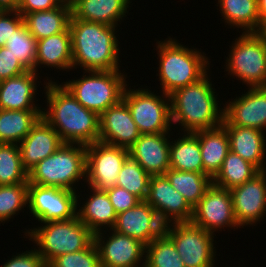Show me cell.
I'll return each mask as SVG.
<instances>
[{
    "label": "cell",
    "mask_w": 266,
    "mask_h": 267,
    "mask_svg": "<svg viewBox=\"0 0 266 267\" xmlns=\"http://www.w3.org/2000/svg\"><path fill=\"white\" fill-rule=\"evenodd\" d=\"M259 172L260 170L255 165L229 151L220 171L212 180L214 185L230 190L242 185Z\"/></svg>",
    "instance_id": "d6a6232c"
},
{
    "label": "cell",
    "mask_w": 266,
    "mask_h": 267,
    "mask_svg": "<svg viewBox=\"0 0 266 267\" xmlns=\"http://www.w3.org/2000/svg\"><path fill=\"white\" fill-rule=\"evenodd\" d=\"M71 4L62 3L59 7L27 13L24 22L36 40L64 32L69 27Z\"/></svg>",
    "instance_id": "f1b7e54d"
},
{
    "label": "cell",
    "mask_w": 266,
    "mask_h": 267,
    "mask_svg": "<svg viewBox=\"0 0 266 267\" xmlns=\"http://www.w3.org/2000/svg\"><path fill=\"white\" fill-rule=\"evenodd\" d=\"M222 125L227 130L230 151L252 163L260 171H265L266 132L255 128L232 126L225 118Z\"/></svg>",
    "instance_id": "cb8c5ba5"
},
{
    "label": "cell",
    "mask_w": 266,
    "mask_h": 267,
    "mask_svg": "<svg viewBox=\"0 0 266 267\" xmlns=\"http://www.w3.org/2000/svg\"><path fill=\"white\" fill-rule=\"evenodd\" d=\"M69 29L73 72L77 68L81 72L124 70L122 58H119L122 47L119 45L121 36L118 27L83 21L71 15Z\"/></svg>",
    "instance_id": "3957f363"
},
{
    "label": "cell",
    "mask_w": 266,
    "mask_h": 267,
    "mask_svg": "<svg viewBox=\"0 0 266 267\" xmlns=\"http://www.w3.org/2000/svg\"><path fill=\"white\" fill-rule=\"evenodd\" d=\"M24 208L28 210V183L0 185V226L24 213Z\"/></svg>",
    "instance_id": "e575fe53"
},
{
    "label": "cell",
    "mask_w": 266,
    "mask_h": 267,
    "mask_svg": "<svg viewBox=\"0 0 266 267\" xmlns=\"http://www.w3.org/2000/svg\"><path fill=\"white\" fill-rule=\"evenodd\" d=\"M145 201L167 212L177 223L191 222L193 208L175 190L165 175H152Z\"/></svg>",
    "instance_id": "d4e9b609"
},
{
    "label": "cell",
    "mask_w": 266,
    "mask_h": 267,
    "mask_svg": "<svg viewBox=\"0 0 266 267\" xmlns=\"http://www.w3.org/2000/svg\"><path fill=\"white\" fill-rule=\"evenodd\" d=\"M224 118L232 126L266 132V97L257 87L246 88L244 93L225 101Z\"/></svg>",
    "instance_id": "e0dca14e"
},
{
    "label": "cell",
    "mask_w": 266,
    "mask_h": 267,
    "mask_svg": "<svg viewBox=\"0 0 266 267\" xmlns=\"http://www.w3.org/2000/svg\"><path fill=\"white\" fill-rule=\"evenodd\" d=\"M172 187L183 195L188 204L194 208L213 184L210 176L204 173L168 169L165 174Z\"/></svg>",
    "instance_id": "4dcf8cb0"
},
{
    "label": "cell",
    "mask_w": 266,
    "mask_h": 267,
    "mask_svg": "<svg viewBox=\"0 0 266 267\" xmlns=\"http://www.w3.org/2000/svg\"><path fill=\"white\" fill-rule=\"evenodd\" d=\"M87 188L85 185L83 191L80 189V191L77 192V216L79 220L93 234L113 229L116 223L117 213L106 191L97 190L90 186H87ZM85 189L88 190H86V192H88L87 194ZM82 192H84V194Z\"/></svg>",
    "instance_id": "d6986e66"
},
{
    "label": "cell",
    "mask_w": 266,
    "mask_h": 267,
    "mask_svg": "<svg viewBox=\"0 0 266 267\" xmlns=\"http://www.w3.org/2000/svg\"><path fill=\"white\" fill-rule=\"evenodd\" d=\"M62 3L61 0H21L17 11L24 17L27 13L57 8Z\"/></svg>",
    "instance_id": "f6af8a7d"
},
{
    "label": "cell",
    "mask_w": 266,
    "mask_h": 267,
    "mask_svg": "<svg viewBox=\"0 0 266 267\" xmlns=\"http://www.w3.org/2000/svg\"><path fill=\"white\" fill-rule=\"evenodd\" d=\"M24 23L18 11H0V47H4L12 33Z\"/></svg>",
    "instance_id": "ee69618b"
},
{
    "label": "cell",
    "mask_w": 266,
    "mask_h": 267,
    "mask_svg": "<svg viewBox=\"0 0 266 267\" xmlns=\"http://www.w3.org/2000/svg\"><path fill=\"white\" fill-rule=\"evenodd\" d=\"M41 91L42 117L63 143L87 146L99 141V115L83 107L59 80L48 81Z\"/></svg>",
    "instance_id": "6da1fadb"
},
{
    "label": "cell",
    "mask_w": 266,
    "mask_h": 267,
    "mask_svg": "<svg viewBox=\"0 0 266 267\" xmlns=\"http://www.w3.org/2000/svg\"><path fill=\"white\" fill-rule=\"evenodd\" d=\"M176 221L164 210L151 206L149 219V243L153 240L169 238L173 233Z\"/></svg>",
    "instance_id": "ab89813d"
},
{
    "label": "cell",
    "mask_w": 266,
    "mask_h": 267,
    "mask_svg": "<svg viewBox=\"0 0 266 267\" xmlns=\"http://www.w3.org/2000/svg\"><path fill=\"white\" fill-rule=\"evenodd\" d=\"M260 23L266 19V0H257Z\"/></svg>",
    "instance_id": "7dc6e473"
},
{
    "label": "cell",
    "mask_w": 266,
    "mask_h": 267,
    "mask_svg": "<svg viewBox=\"0 0 266 267\" xmlns=\"http://www.w3.org/2000/svg\"><path fill=\"white\" fill-rule=\"evenodd\" d=\"M210 74L211 71L198 82L176 89L169 95L174 132L195 133L222 125L224 101L220 100L222 97Z\"/></svg>",
    "instance_id": "7a4b0ae2"
},
{
    "label": "cell",
    "mask_w": 266,
    "mask_h": 267,
    "mask_svg": "<svg viewBox=\"0 0 266 267\" xmlns=\"http://www.w3.org/2000/svg\"><path fill=\"white\" fill-rule=\"evenodd\" d=\"M85 183L86 146L81 144L63 143L28 171V184L78 192Z\"/></svg>",
    "instance_id": "5b68a950"
},
{
    "label": "cell",
    "mask_w": 266,
    "mask_h": 267,
    "mask_svg": "<svg viewBox=\"0 0 266 267\" xmlns=\"http://www.w3.org/2000/svg\"><path fill=\"white\" fill-rule=\"evenodd\" d=\"M215 236L192 222H182L176 223L169 238L185 267H217Z\"/></svg>",
    "instance_id": "30bf717a"
},
{
    "label": "cell",
    "mask_w": 266,
    "mask_h": 267,
    "mask_svg": "<svg viewBox=\"0 0 266 267\" xmlns=\"http://www.w3.org/2000/svg\"><path fill=\"white\" fill-rule=\"evenodd\" d=\"M44 67L47 71L49 68L50 72L54 69V71L58 70L57 73L66 71L70 75V71L73 70V58L69 27L64 32L37 40L35 72L42 73L43 76Z\"/></svg>",
    "instance_id": "7402d4cb"
},
{
    "label": "cell",
    "mask_w": 266,
    "mask_h": 267,
    "mask_svg": "<svg viewBox=\"0 0 266 267\" xmlns=\"http://www.w3.org/2000/svg\"><path fill=\"white\" fill-rule=\"evenodd\" d=\"M28 71L6 47H0V81Z\"/></svg>",
    "instance_id": "7bdbcfd3"
},
{
    "label": "cell",
    "mask_w": 266,
    "mask_h": 267,
    "mask_svg": "<svg viewBox=\"0 0 266 267\" xmlns=\"http://www.w3.org/2000/svg\"><path fill=\"white\" fill-rule=\"evenodd\" d=\"M21 0H0V11H17Z\"/></svg>",
    "instance_id": "bcb514c9"
},
{
    "label": "cell",
    "mask_w": 266,
    "mask_h": 267,
    "mask_svg": "<svg viewBox=\"0 0 266 267\" xmlns=\"http://www.w3.org/2000/svg\"><path fill=\"white\" fill-rule=\"evenodd\" d=\"M144 267H185L170 238L153 240L145 246Z\"/></svg>",
    "instance_id": "74e56055"
},
{
    "label": "cell",
    "mask_w": 266,
    "mask_h": 267,
    "mask_svg": "<svg viewBox=\"0 0 266 267\" xmlns=\"http://www.w3.org/2000/svg\"><path fill=\"white\" fill-rule=\"evenodd\" d=\"M28 183L17 144L0 143V185Z\"/></svg>",
    "instance_id": "836d02e7"
},
{
    "label": "cell",
    "mask_w": 266,
    "mask_h": 267,
    "mask_svg": "<svg viewBox=\"0 0 266 267\" xmlns=\"http://www.w3.org/2000/svg\"><path fill=\"white\" fill-rule=\"evenodd\" d=\"M151 205L146 201H140L135 207L117 214L113 230L140 240L143 244H149V219Z\"/></svg>",
    "instance_id": "1f68e13d"
},
{
    "label": "cell",
    "mask_w": 266,
    "mask_h": 267,
    "mask_svg": "<svg viewBox=\"0 0 266 267\" xmlns=\"http://www.w3.org/2000/svg\"><path fill=\"white\" fill-rule=\"evenodd\" d=\"M63 3H70L71 0H61Z\"/></svg>",
    "instance_id": "f907efd6"
},
{
    "label": "cell",
    "mask_w": 266,
    "mask_h": 267,
    "mask_svg": "<svg viewBox=\"0 0 266 267\" xmlns=\"http://www.w3.org/2000/svg\"><path fill=\"white\" fill-rule=\"evenodd\" d=\"M33 226L35 227L21 230L23 238L28 239L29 243L33 242L46 265L59 255L78 252L94 242V234L78 216L70 220L48 221Z\"/></svg>",
    "instance_id": "8992f818"
},
{
    "label": "cell",
    "mask_w": 266,
    "mask_h": 267,
    "mask_svg": "<svg viewBox=\"0 0 266 267\" xmlns=\"http://www.w3.org/2000/svg\"><path fill=\"white\" fill-rule=\"evenodd\" d=\"M168 36L163 40H154L158 64L155 69L160 86L158 89L170 95L176 89L198 82L213 67L208 54L195 45L186 46L178 38ZM178 39V41H177ZM181 42V43H180ZM156 45V46H155ZM192 47V48H191ZM203 51V52H202Z\"/></svg>",
    "instance_id": "277c9868"
},
{
    "label": "cell",
    "mask_w": 266,
    "mask_h": 267,
    "mask_svg": "<svg viewBox=\"0 0 266 267\" xmlns=\"http://www.w3.org/2000/svg\"><path fill=\"white\" fill-rule=\"evenodd\" d=\"M117 214L135 207L141 200L119 186L105 190Z\"/></svg>",
    "instance_id": "b9f144b4"
},
{
    "label": "cell",
    "mask_w": 266,
    "mask_h": 267,
    "mask_svg": "<svg viewBox=\"0 0 266 267\" xmlns=\"http://www.w3.org/2000/svg\"><path fill=\"white\" fill-rule=\"evenodd\" d=\"M42 117V110L0 109V143L19 144Z\"/></svg>",
    "instance_id": "f546056e"
},
{
    "label": "cell",
    "mask_w": 266,
    "mask_h": 267,
    "mask_svg": "<svg viewBox=\"0 0 266 267\" xmlns=\"http://www.w3.org/2000/svg\"><path fill=\"white\" fill-rule=\"evenodd\" d=\"M47 267H101L98 248L93 242L78 252L59 255Z\"/></svg>",
    "instance_id": "f35d334b"
},
{
    "label": "cell",
    "mask_w": 266,
    "mask_h": 267,
    "mask_svg": "<svg viewBox=\"0 0 266 267\" xmlns=\"http://www.w3.org/2000/svg\"><path fill=\"white\" fill-rule=\"evenodd\" d=\"M101 267H144L145 244L136 238L105 230L94 234Z\"/></svg>",
    "instance_id": "5bb4252c"
},
{
    "label": "cell",
    "mask_w": 266,
    "mask_h": 267,
    "mask_svg": "<svg viewBox=\"0 0 266 267\" xmlns=\"http://www.w3.org/2000/svg\"><path fill=\"white\" fill-rule=\"evenodd\" d=\"M191 222L214 235L225 229L238 231L241 227L235 219L230 190L212 184L193 208Z\"/></svg>",
    "instance_id": "4fadbf2b"
},
{
    "label": "cell",
    "mask_w": 266,
    "mask_h": 267,
    "mask_svg": "<svg viewBox=\"0 0 266 267\" xmlns=\"http://www.w3.org/2000/svg\"><path fill=\"white\" fill-rule=\"evenodd\" d=\"M129 85L128 83L124 90L122 100L127 104L139 132L141 134L173 132L170 96L160 90L152 91L149 86L141 85L136 88L135 85Z\"/></svg>",
    "instance_id": "9c48e42d"
},
{
    "label": "cell",
    "mask_w": 266,
    "mask_h": 267,
    "mask_svg": "<svg viewBox=\"0 0 266 267\" xmlns=\"http://www.w3.org/2000/svg\"><path fill=\"white\" fill-rule=\"evenodd\" d=\"M216 2V9L223 19L220 23H225V27L237 29L236 32L239 31V33L258 30L260 19L257 0H217Z\"/></svg>",
    "instance_id": "4316f807"
},
{
    "label": "cell",
    "mask_w": 266,
    "mask_h": 267,
    "mask_svg": "<svg viewBox=\"0 0 266 267\" xmlns=\"http://www.w3.org/2000/svg\"><path fill=\"white\" fill-rule=\"evenodd\" d=\"M57 131L41 117L27 136L18 144L23 167L29 171L52 155L61 145Z\"/></svg>",
    "instance_id": "44dd1931"
},
{
    "label": "cell",
    "mask_w": 266,
    "mask_h": 267,
    "mask_svg": "<svg viewBox=\"0 0 266 267\" xmlns=\"http://www.w3.org/2000/svg\"><path fill=\"white\" fill-rule=\"evenodd\" d=\"M129 150L97 141L86 146V186L107 190L116 186Z\"/></svg>",
    "instance_id": "7c38bea8"
},
{
    "label": "cell",
    "mask_w": 266,
    "mask_h": 267,
    "mask_svg": "<svg viewBox=\"0 0 266 267\" xmlns=\"http://www.w3.org/2000/svg\"><path fill=\"white\" fill-rule=\"evenodd\" d=\"M238 225L253 228L266 217V170L260 171L242 185L230 189Z\"/></svg>",
    "instance_id": "9a60e30c"
},
{
    "label": "cell",
    "mask_w": 266,
    "mask_h": 267,
    "mask_svg": "<svg viewBox=\"0 0 266 267\" xmlns=\"http://www.w3.org/2000/svg\"><path fill=\"white\" fill-rule=\"evenodd\" d=\"M238 35L223 60L225 76L236 78L245 88L258 87L266 80V42L256 32Z\"/></svg>",
    "instance_id": "ba28073f"
},
{
    "label": "cell",
    "mask_w": 266,
    "mask_h": 267,
    "mask_svg": "<svg viewBox=\"0 0 266 267\" xmlns=\"http://www.w3.org/2000/svg\"><path fill=\"white\" fill-rule=\"evenodd\" d=\"M10 256L11 258L5 260L0 267H47L42 256L38 253L37 249L32 246L31 249L22 251L21 253L16 250ZM15 254V255H14Z\"/></svg>",
    "instance_id": "60d3db41"
},
{
    "label": "cell",
    "mask_w": 266,
    "mask_h": 267,
    "mask_svg": "<svg viewBox=\"0 0 266 267\" xmlns=\"http://www.w3.org/2000/svg\"><path fill=\"white\" fill-rule=\"evenodd\" d=\"M28 212L39 223L70 220L77 216V192L28 184Z\"/></svg>",
    "instance_id": "8fae6325"
},
{
    "label": "cell",
    "mask_w": 266,
    "mask_h": 267,
    "mask_svg": "<svg viewBox=\"0 0 266 267\" xmlns=\"http://www.w3.org/2000/svg\"><path fill=\"white\" fill-rule=\"evenodd\" d=\"M175 136L174 138L172 136ZM177 135V136H176ZM171 133L170 168L204 173L199 139L194 133Z\"/></svg>",
    "instance_id": "83f0119b"
},
{
    "label": "cell",
    "mask_w": 266,
    "mask_h": 267,
    "mask_svg": "<svg viewBox=\"0 0 266 267\" xmlns=\"http://www.w3.org/2000/svg\"><path fill=\"white\" fill-rule=\"evenodd\" d=\"M266 97V80L257 87Z\"/></svg>",
    "instance_id": "681fc988"
},
{
    "label": "cell",
    "mask_w": 266,
    "mask_h": 267,
    "mask_svg": "<svg viewBox=\"0 0 266 267\" xmlns=\"http://www.w3.org/2000/svg\"><path fill=\"white\" fill-rule=\"evenodd\" d=\"M256 33L266 42V19L260 23Z\"/></svg>",
    "instance_id": "c3c4849f"
},
{
    "label": "cell",
    "mask_w": 266,
    "mask_h": 267,
    "mask_svg": "<svg viewBox=\"0 0 266 267\" xmlns=\"http://www.w3.org/2000/svg\"><path fill=\"white\" fill-rule=\"evenodd\" d=\"M123 71H83L80 77L74 76L73 79H67L65 82L61 80V84L83 107L100 116L109 107L122 100L131 77L127 76L129 73L126 69Z\"/></svg>",
    "instance_id": "52a82bcc"
},
{
    "label": "cell",
    "mask_w": 266,
    "mask_h": 267,
    "mask_svg": "<svg viewBox=\"0 0 266 267\" xmlns=\"http://www.w3.org/2000/svg\"><path fill=\"white\" fill-rule=\"evenodd\" d=\"M131 3L132 0H71V15L83 21L120 27L130 15Z\"/></svg>",
    "instance_id": "603a6c76"
},
{
    "label": "cell",
    "mask_w": 266,
    "mask_h": 267,
    "mask_svg": "<svg viewBox=\"0 0 266 267\" xmlns=\"http://www.w3.org/2000/svg\"><path fill=\"white\" fill-rule=\"evenodd\" d=\"M140 135L123 100L99 116V141L102 143L129 149Z\"/></svg>",
    "instance_id": "ac0fdd59"
},
{
    "label": "cell",
    "mask_w": 266,
    "mask_h": 267,
    "mask_svg": "<svg viewBox=\"0 0 266 267\" xmlns=\"http://www.w3.org/2000/svg\"><path fill=\"white\" fill-rule=\"evenodd\" d=\"M171 133L141 134L128 149L129 155L151 176L170 169Z\"/></svg>",
    "instance_id": "ffe728a7"
},
{
    "label": "cell",
    "mask_w": 266,
    "mask_h": 267,
    "mask_svg": "<svg viewBox=\"0 0 266 267\" xmlns=\"http://www.w3.org/2000/svg\"><path fill=\"white\" fill-rule=\"evenodd\" d=\"M42 77V75L40 76L36 72L28 70L21 75L0 81V109L42 110L41 106L43 105L36 103L40 101L38 99L39 93H41L40 90L46 86L47 81H57L51 76H45L43 79ZM41 85H43L42 88L40 87Z\"/></svg>",
    "instance_id": "2e32d148"
},
{
    "label": "cell",
    "mask_w": 266,
    "mask_h": 267,
    "mask_svg": "<svg viewBox=\"0 0 266 267\" xmlns=\"http://www.w3.org/2000/svg\"><path fill=\"white\" fill-rule=\"evenodd\" d=\"M199 139L204 174L212 179L220 171L230 151L229 137L223 125L194 133Z\"/></svg>",
    "instance_id": "484cf974"
},
{
    "label": "cell",
    "mask_w": 266,
    "mask_h": 267,
    "mask_svg": "<svg viewBox=\"0 0 266 267\" xmlns=\"http://www.w3.org/2000/svg\"><path fill=\"white\" fill-rule=\"evenodd\" d=\"M4 47L8 48L27 70L35 72L37 40L29 32L25 22L12 33Z\"/></svg>",
    "instance_id": "8d00e7d4"
},
{
    "label": "cell",
    "mask_w": 266,
    "mask_h": 267,
    "mask_svg": "<svg viewBox=\"0 0 266 267\" xmlns=\"http://www.w3.org/2000/svg\"><path fill=\"white\" fill-rule=\"evenodd\" d=\"M151 175L148 174L130 155L126 158L119 174L116 186L145 201Z\"/></svg>",
    "instance_id": "d590c367"
}]
</instances>
